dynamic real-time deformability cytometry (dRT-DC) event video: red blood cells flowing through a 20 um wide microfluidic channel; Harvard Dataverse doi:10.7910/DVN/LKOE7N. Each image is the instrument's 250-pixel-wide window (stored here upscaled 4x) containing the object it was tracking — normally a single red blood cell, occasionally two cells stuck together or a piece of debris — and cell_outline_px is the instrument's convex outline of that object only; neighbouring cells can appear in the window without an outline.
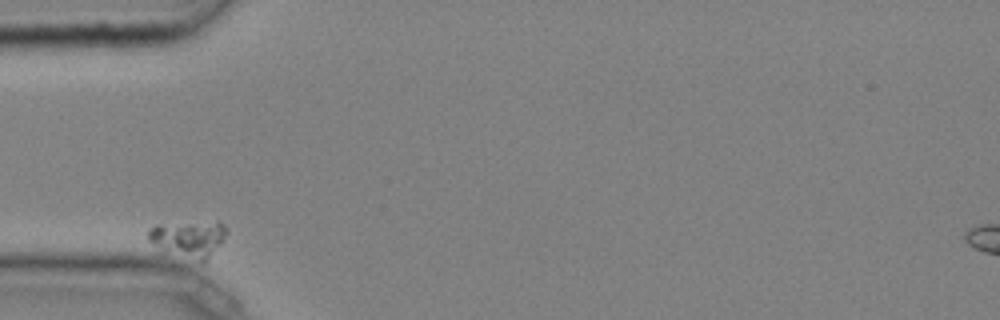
{"species": "common noctule bat (a hibernating species)", "species_latin": "Nyctalus noctula", "temperature_condition": "cold", "stored_images_in_passage": 31, "camera_frame_rate_fps": 3000, "um_per_image_px": 0.085, "animal": {"sex": "male", "body_mass_g": 20.4}, "frame": {"image": 1, "passage_image": 1, "time_ms": 0.0, "image_size_px": [1000, 320], "cell_outline_px": [[228, 232], [220, 244], [204, 264], [164, 248], [148, 240], [148, 228], [156, 224], [220, 220], [224, 224]], "centroid_in_image_um": [16.11, 20.23], "position_along_channel_um": 68.9, "area_um2": 16.59}}
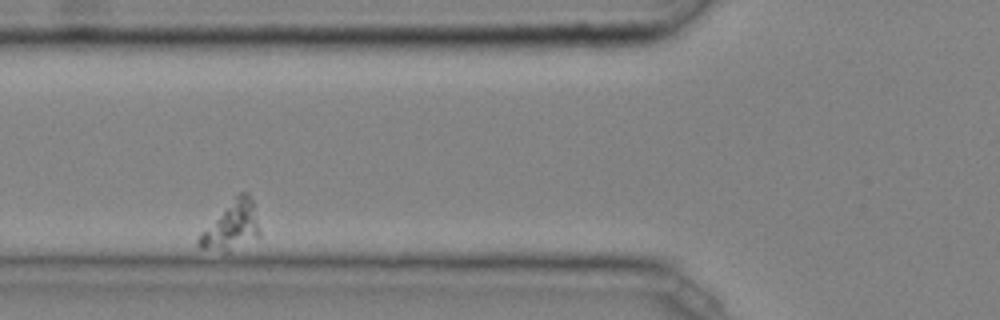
{"frame": {"image": 2, "passage_image": 5, "time_ms": 1.333, "image_size_px": [1000, 320], "cell_outline_px": [[260, 236], [228, 252], [224, 252], [200, 248], [196, 244], [196, 240], [200, 232], [240, 192], [248, 192], [252, 200], [260, 232]], "centroid_in_image_um": [19.65, 19.23], "position_along_channel_um": 106.2, "area_um2": 16.82}}
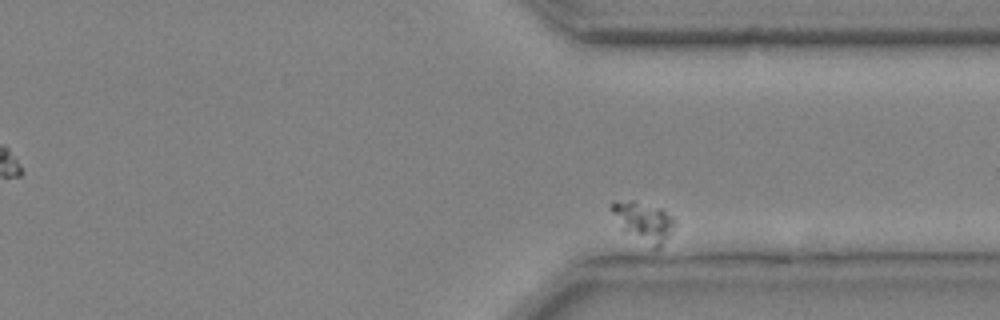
{"frame": {"image": 3, "passage_image": 29, "time_ms": 9.333, "image_size_px": [1000, 320], "cell_outline_px": [[676, 228], [656, 248], [624, 232], [620, 228], [612, 212], [612, 200], [616, 200], [660, 208], [672, 216], [676, 220]], "centroid_in_image_um": [54.72, 18.86], "position_along_channel_um": 356.7, "area_um2": 13.93}}